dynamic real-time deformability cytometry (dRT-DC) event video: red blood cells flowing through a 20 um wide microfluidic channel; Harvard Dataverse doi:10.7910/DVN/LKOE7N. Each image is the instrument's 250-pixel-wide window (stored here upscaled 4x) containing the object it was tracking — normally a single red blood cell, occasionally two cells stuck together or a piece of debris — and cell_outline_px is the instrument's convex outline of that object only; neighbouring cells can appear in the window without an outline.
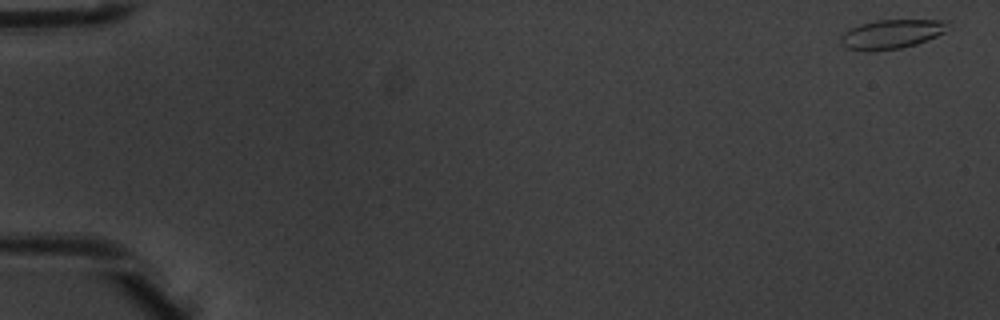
{"species": "common noctule bat (a hibernating species)", "species_latin": "Nyctalus noctula", "temperature_condition": "warm", "stored_images_in_passage": 5, "camera_frame_rate_fps": 3000, "um_per_image_px": 0.085, "animal": {"sex": "male", "body_mass_g": 20.1, "forearm_length_mm": 53.5}, "frame": {"image": 1, "passage_image": 1, "time_ms": 0.0, "image_size_px": [1000, 320], "cell_outline_px": [[952, 28], [936, 36], [916, 44], [900, 48], [868, 52], [864, 52], [844, 48], [840, 44], [840, 36], [844, 32], [860, 24], [876, 20], [948, 20]], "centroid_in_image_um": [75.77, 2.91], "position_along_channel_um": 9.2, "area_um2": 18.55}}